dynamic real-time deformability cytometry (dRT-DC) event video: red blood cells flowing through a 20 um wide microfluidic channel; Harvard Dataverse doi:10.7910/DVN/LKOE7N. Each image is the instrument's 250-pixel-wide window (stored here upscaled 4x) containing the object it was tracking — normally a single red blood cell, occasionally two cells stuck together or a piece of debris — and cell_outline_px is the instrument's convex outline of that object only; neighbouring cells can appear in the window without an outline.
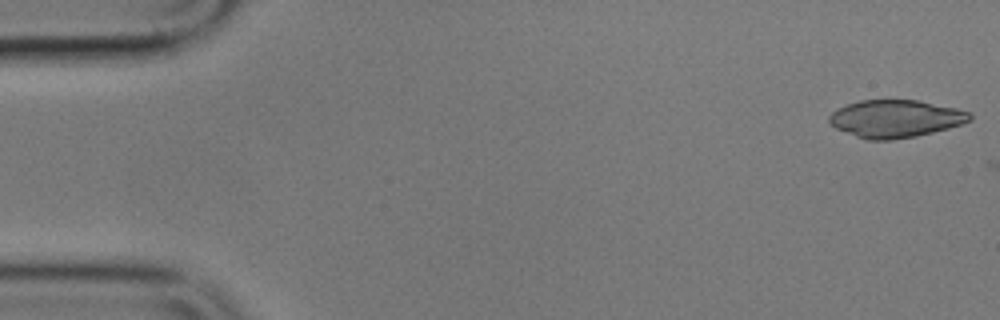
{"species": "common noctule bat (a hibernating species)", "species_latin": "Nyctalus noctula", "temperature_condition": "cold", "stored_images_in_passage": 55, "camera_frame_rate_fps": 3000, "um_per_image_px": 0.085, "animal": {"sex": "male", "body_mass_g": 17.9}, "frame": {"image": 1, "passage_image": 1, "time_ms": 0.0, "image_size_px": [1000, 320], "cell_outline_px": [[972, 120], [948, 128], [916, 136], [892, 140], [868, 140], [856, 136], [836, 128], [828, 124], [828, 116], [832, 112], [848, 104], [860, 100], [916, 100], [956, 108], [972, 112]], "centroid_in_image_um": [76.11, 10.09], "position_along_channel_um": 8.9, "area_um2": 30.69}}